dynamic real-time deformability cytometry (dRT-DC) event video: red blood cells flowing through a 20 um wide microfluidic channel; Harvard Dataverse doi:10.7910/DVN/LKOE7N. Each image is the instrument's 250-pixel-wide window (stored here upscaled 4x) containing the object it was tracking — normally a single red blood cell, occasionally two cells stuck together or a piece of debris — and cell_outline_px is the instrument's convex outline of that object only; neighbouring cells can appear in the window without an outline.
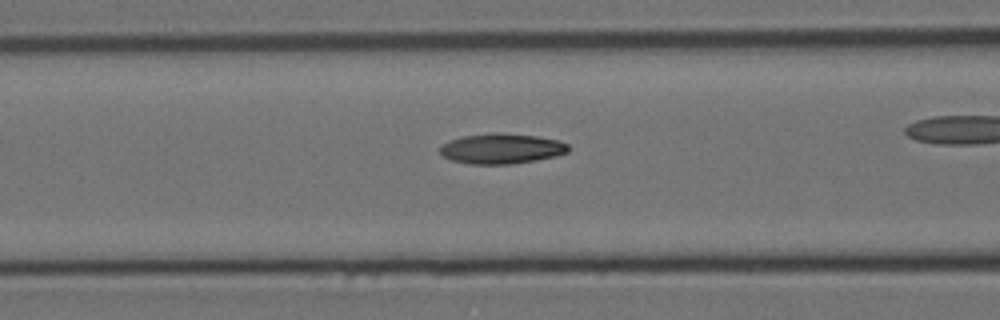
{"species": "Egyptian fruit bat (a non-hibernating species)", "species_latin": "Rousettus aegyptiacus", "temperature_condition": "cold", "stored_images_in_passage": 46, "camera_frame_rate_fps": 3000, "um_per_image_px": 0.085, "animal": {"sex": "female"}, "frame": {"image": 1, "passage_image": 23, "time_ms": 7.333, "image_size_px": [1000, 320], "cell_outline_px": [[568, 152], [556, 156], [536, 160], [512, 164], [468, 164], [452, 160], [444, 156], [440, 152], [440, 144], [448, 140], [464, 136], [496, 132], [536, 136], [556, 140], [568, 144]], "centroid_in_image_um": [42.6, 12.63], "position_along_channel_um": 124.0, "area_um2": 22.6}}
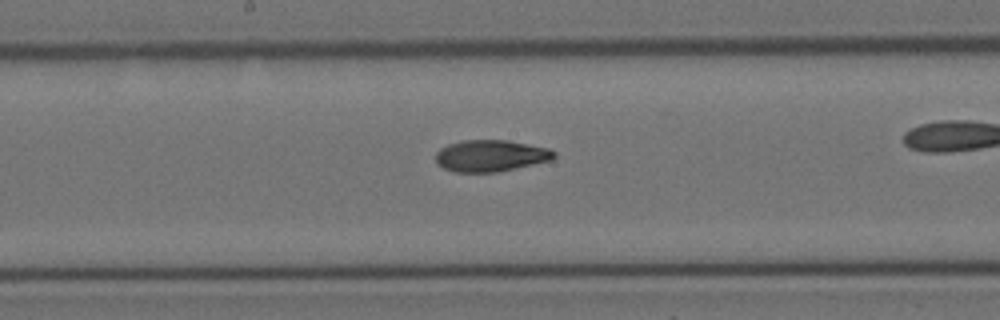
{"frame": {"image": 2, "passage_image": 30, "time_ms": 9.667, "image_size_px": [1000, 320], "cell_outline_px": [[556, 156], [552, 160], [496, 172], [456, 172], [444, 168], [436, 164], [436, 152], [440, 148], [448, 144], [464, 140], [508, 140], [548, 148], [556, 152]], "centroid_in_image_um": [41.7, 13.23], "position_along_channel_um": 206.5, "area_um2": 21.79}}
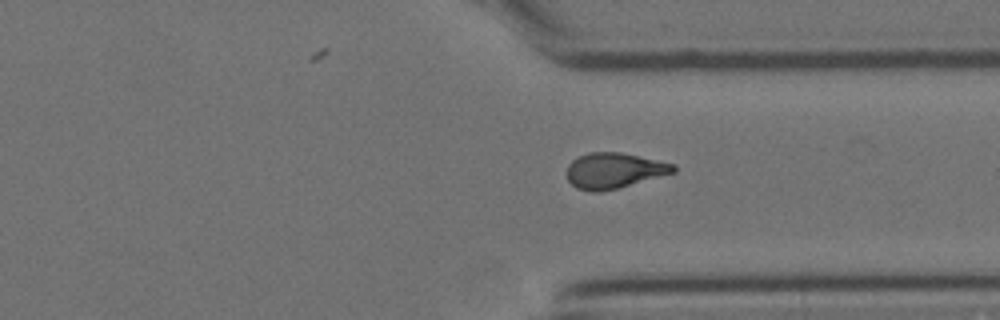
{"frame": {"image": 3, "passage_image": 43, "time_ms": 14.0, "image_size_px": [1000, 320], "cell_outline_px": [[676, 172], [616, 188], [600, 192], [592, 192], [576, 188], [568, 180], [564, 172], [568, 164], [572, 160], [588, 152], [620, 152], [676, 164]], "centroid_in_image_um": [52.15, 14.49], "position_along_channel_um": 359.2, "area_um2": 22.14}}